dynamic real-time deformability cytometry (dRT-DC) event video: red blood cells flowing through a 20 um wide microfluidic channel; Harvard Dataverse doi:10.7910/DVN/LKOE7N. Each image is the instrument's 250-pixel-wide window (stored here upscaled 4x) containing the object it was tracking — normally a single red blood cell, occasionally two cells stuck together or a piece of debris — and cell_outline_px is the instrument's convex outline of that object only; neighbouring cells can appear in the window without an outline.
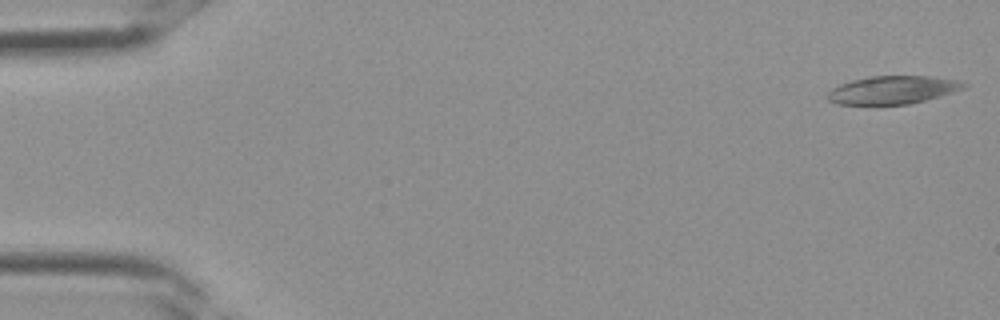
{"species": "Egyptian fruit bat (a non-hibernating species)", "species_latin": "Rousettus aegyptiacus", "temperature_condition": "room temperature", "stored_images_in_passage": 4, "camera_frame_rate_fps": 3000, "um_per_image_px": 0.085, "frame": {"image": 1, "passage_image": 1, "time_ms": 0.0, "image_size_px": [1000, 320], "cell_outline_px": [[968, 84], [964, 88], [940, 96], [908, 104], [836, 104], [828, 100], [824, 96], [832, 88], [840, 84], [852, 80], [868, 76], [928, 76], [956, 80]], "centroid_in_image_um": [75.82, 7.64], "position_along_channel_um": 9.2, "area_um2": 22.14}}